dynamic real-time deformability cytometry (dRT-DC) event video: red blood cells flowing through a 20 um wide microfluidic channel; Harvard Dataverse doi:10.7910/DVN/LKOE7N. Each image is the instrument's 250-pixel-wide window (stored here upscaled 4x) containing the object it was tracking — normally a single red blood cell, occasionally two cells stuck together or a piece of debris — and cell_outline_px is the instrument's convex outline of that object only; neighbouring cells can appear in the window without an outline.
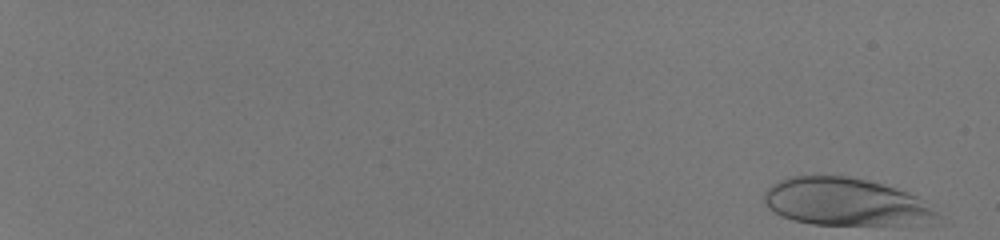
{"species": "human", "species_latin": "Homo sapiens", "temperature_condition": "room temperature", "stored_images_in_passage": 51, "camera_frame_rate_fps": 3000, "um_per_image_px": 0.085, "donor": {"sex": "male"}, "frame": {"image": 1, "passage_image": 1, "time_ms": 0.0, "image_size_px": [1000, 240], "cell_outline_px": [[944, 224], [812, 224], [792, 220], [780, 216], [768, 208], [764, 204], [764, 192], [772, 184], [788, 176], [848, 176], [868, 180], [884, 184], [908, 192], [916, 196], [936, 212], [944, 220]], "centroid_in_image_um": [71.91, 17.18], "position_along_channel_um": 13.1, "area_um2": 48.44}}
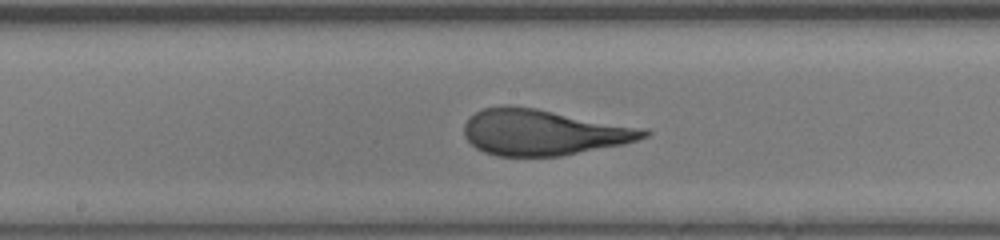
{"frame": {"image": 2, "passage_image": 34, "time_ms": 11.0, "image_size_px": [1000, 240], "cell_outline_px": [[652, 132], [648, 136], [624, 144], [560, 156], [496, 156], [484, 152], [476, 148], [464, 136], [464, 124], [468, 116], [484, 108], [504, 104], [508, 104], [536, 108], [648, 128]], "centroid_in_image_um": [46.19, 11.23], "position_along_channel_um": 202.0, "area_um2": 48.55}}
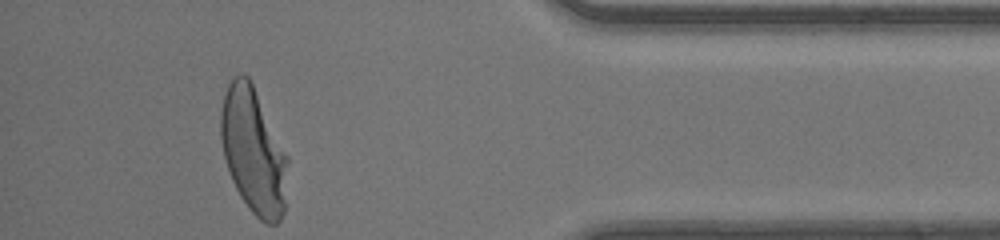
{"frame": {"image": 3, "passage_image": 51, "time_ms": 16.667, "image_size_px": [1000, 240], "cell_outline_px": [[288, 160], [284, 212], [280, 220], [276, 224], [268, 224], [260, 220], [248, 208], [240, 196], [232, 180], [224, 156], [220, 136], [220, 112], [224, 96], [228, 84], [232, 76], [248, 76], [288, 156]], "centroid_in_image_um": [21.53, 12.86], "position_along_channel_um": 413.7, "area_um2": 48.61}, "authors_computed_cell_mechanics": {"area_um2": 47.8584, "velocity_mm_per_s": 4.1649, "shape_relaxation_time_tau1_ms": 4.334, "shape_relaxation_time_tau2_ms": null, "deformation_change_tau1": 0.247, "deformation_change_tau2": null}}